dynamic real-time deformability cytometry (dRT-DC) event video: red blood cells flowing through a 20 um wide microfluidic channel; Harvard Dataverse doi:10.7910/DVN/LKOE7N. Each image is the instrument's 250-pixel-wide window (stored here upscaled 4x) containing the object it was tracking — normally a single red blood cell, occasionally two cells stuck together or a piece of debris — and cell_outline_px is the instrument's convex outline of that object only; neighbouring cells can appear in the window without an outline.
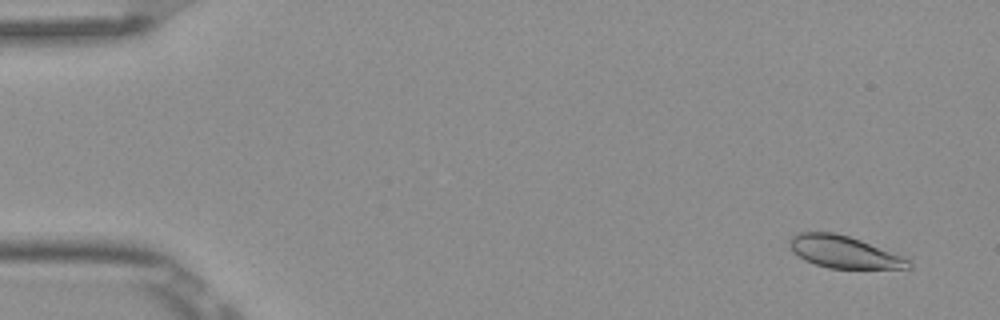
{"species": "Egyptian fruit bat (a non-hibernating species)", "species_latin": "Rousettus aegyptiacus", "temperature_condition": "room temperature", "stored_images_in_passage": 5, "camera_frame_rate_fps": 3000, "um_per_image_px": 0.085, "frame": {"image": 1, "passage_image": 2, "time_ms": 0.333, "image_size_px": [1000, 320], "cell_outline_px": [[912, 268], [828, 268], [804, 260], [792, 252], [788, 240], [792, 236], [800, 232], [836, 232], [860, 240], [900, 256], [908, 260], [912, 264]], "centroid_in_image_um": [71.66, 21.41], "position_along_channel_um": 13.3, "area_um2": 21.91}}
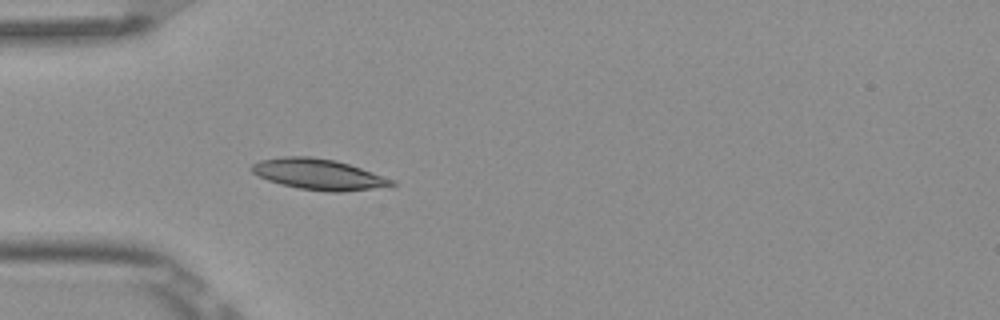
{"frame": {"image": 2, "passage_image": 5, "time_ms": 1.333, "image_size_px": [1000, 320], "cell_outline_px": [[396, 184], [392, 188], [344, 192], [332, 192], [300, 188], [280, 184], [268, 180], [252, 172], [248, 168], [252, 164], [260, 160], [284, 156], [312, 156], [336, 160], [396, 180]], "centroid_in_image_um": [27.16, 14.83], "position_along_channel_um": 57.8, "area_um2": 25.55}}